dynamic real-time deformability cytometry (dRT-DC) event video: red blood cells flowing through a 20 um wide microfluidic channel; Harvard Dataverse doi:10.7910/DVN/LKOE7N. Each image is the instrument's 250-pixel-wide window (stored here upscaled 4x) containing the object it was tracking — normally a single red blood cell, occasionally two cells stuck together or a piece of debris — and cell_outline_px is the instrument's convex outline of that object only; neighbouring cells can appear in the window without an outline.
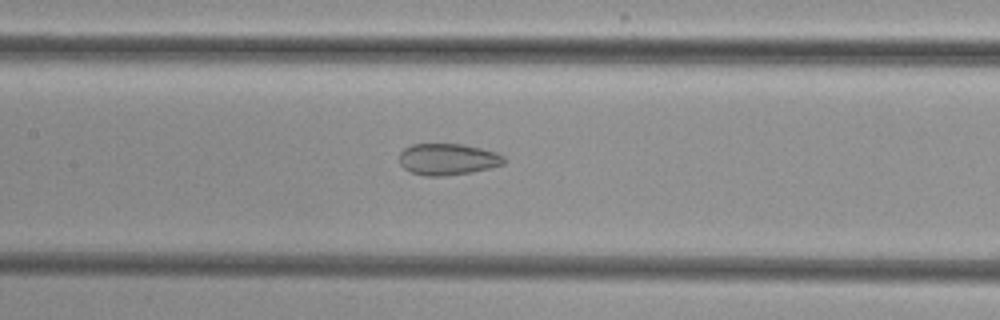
{"species": "common noctule bat (a hibernating species)", "species_latin": "Nyctalus noctula", "temperature_condition": "cold", "stored_images_in_passage": 53, "segment_of_instrument_passage": [2, 2], "camera_frame_rate_fps": 3000, "um_per_image_px": 0.085, "animal": {"sex": "female", "body_mass_g": 29.2, "forearm_length_mm": 56.3}, "frame": {"image": 1, "passage_image": 26, "time_ms": 8.333, "image_size_px": [1000, 320], "cell_outline_px": [[504, 164], [488, 168], [468, 172], [444, 176], [428, 176], [412, 172], [404, 168], [400, 164], [400, 152], [404, 148], [412, 144], [464, 144], [496, 152], [504, 156]], "centroid_in_image_um": [38.04, 13.52], "position_along_channel_um": 169.4, "area_um2": 19.02}}
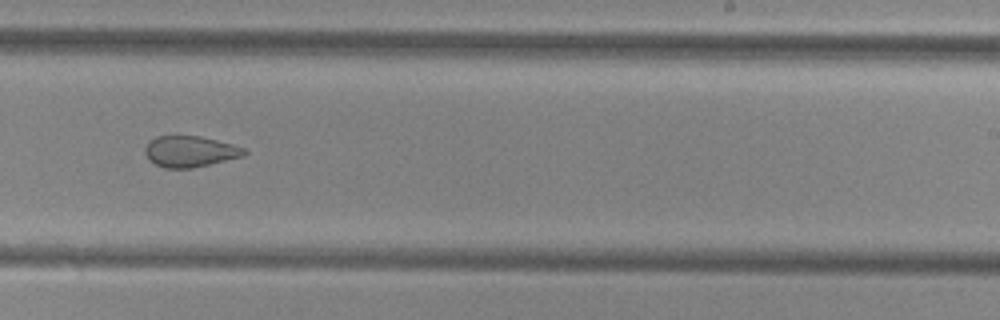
{"frame": {"image": 2, "passage_image": 34, "time_ms": 11.0, "image_size_px": [1000, 320], "cell_outline_px": [[248, 152], [244, 156], [192, 168], [164, 168], [148, 160], [144, 152], [144, 148], [148, 140], [156, 136], [200, 136], [232, 144], [244, 148]], "centroid_in_image_um": [16.11, 12.87], "position_along_channel_um": 272.9, "area_um2": 18.03}}
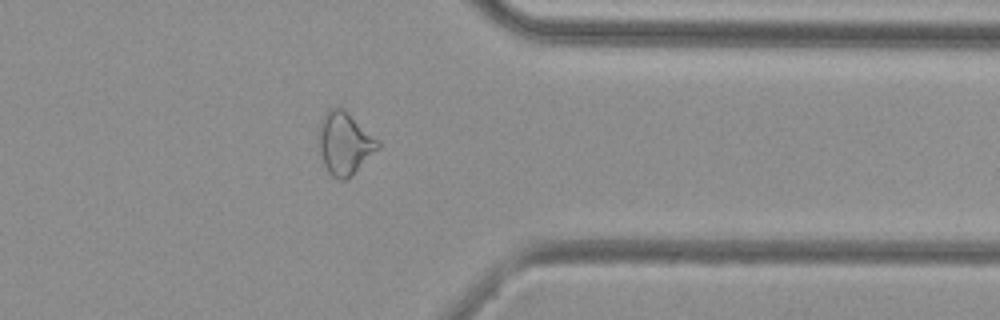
{"frame": {"image": 3, "passage_image": 43, "time_ms": 14.0, "image_size_px": [1000, 320], "cell_outline_px": [[380, 148], [352, 176], [344, 180], [336, 180], [328, 172], [324, 164], [316, 144], [320, 120], [324, 112], [328, 108], [344, 108], [380, 140]], "centroid_in_image_um": [29.28, 12.18], "position_along_channel_um": 382.1, "area_um2": 22.31}}